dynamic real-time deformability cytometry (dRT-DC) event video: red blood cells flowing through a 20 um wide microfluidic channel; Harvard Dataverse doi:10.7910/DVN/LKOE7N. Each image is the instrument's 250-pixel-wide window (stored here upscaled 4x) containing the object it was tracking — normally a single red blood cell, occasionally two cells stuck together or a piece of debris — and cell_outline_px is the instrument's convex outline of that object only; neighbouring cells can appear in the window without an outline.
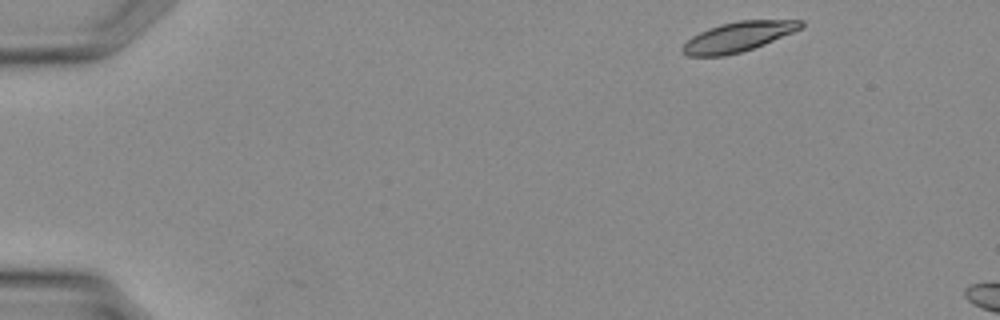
{"species": "Egyptian fruit bat (a non-hibernating species)", "species_latin": "Rousettus aegyptiacus", "temperature_condition": "warm", "stored_images_in_passage": 2, "camera_frame_rate_fps": 3000, "um_per_image_px": 0.085, "animal": {"sex": "female"}, "frame": {"image": 1, "passage_image": 1, "time_ms": 0.0, "image_size_px": [1000, 320], "cell_outline_px": [[804, 24], [800, 28], [792, 32], [764, 44], [740, 52], [724, 56], [688, 56], [680, 48], [692, 36], [708, 28], [720, 24], [740, 20], [804, 20]], "centroid_in_image_um": [62.72, 3.12], "position_along_channel_um": 22.3, "area_um2": 20.29}}